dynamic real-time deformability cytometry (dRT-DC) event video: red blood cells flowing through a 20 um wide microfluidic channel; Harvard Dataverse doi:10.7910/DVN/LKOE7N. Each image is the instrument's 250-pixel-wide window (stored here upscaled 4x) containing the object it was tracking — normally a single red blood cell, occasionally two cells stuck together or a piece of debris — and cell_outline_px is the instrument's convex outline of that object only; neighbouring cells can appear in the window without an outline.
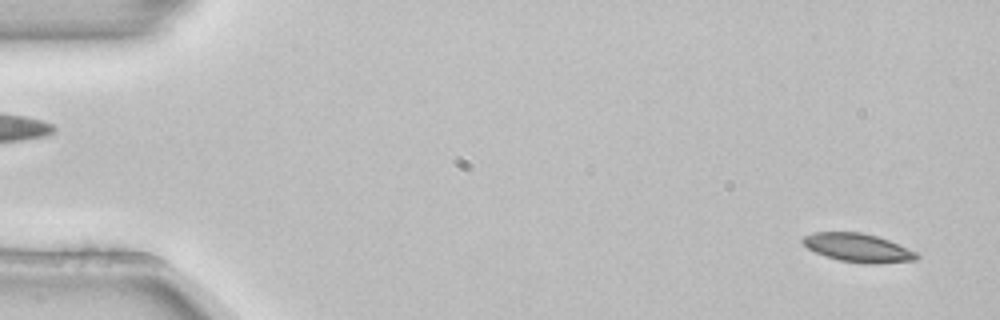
{"species": "common noctule bat (a hibernating species)", "species_latin": "Nyctalus noctula", "temperature_condition": "room temperature", "stored_images_in_passage": 6, "segment_of_instrument_passage": [2, 2], "camera_frame_rate_fps": 3000, "um_per_image_px": 0.085, "animal": {"sex": "female", "body_mass_g": 22.7, "forearm_length_mm": 54.2}, "frame": {"image": 1, "passage_image": 6, "time_ms": 1.667, "image_size_px": [1000, 320], "cell_outline_px": [[920, 256], [916, 260], [876, 264], [868, 264], [840, 260], [816, 252], [808, 248], [800, 240], [804, 236], [812, 232], [860, 232], [876, 236], [888, 240], [916, 252]], "centroid_in_image_um": [72.92, 21.06], "position_along_channel_um": 12.1, "area_um2": 18.73}}